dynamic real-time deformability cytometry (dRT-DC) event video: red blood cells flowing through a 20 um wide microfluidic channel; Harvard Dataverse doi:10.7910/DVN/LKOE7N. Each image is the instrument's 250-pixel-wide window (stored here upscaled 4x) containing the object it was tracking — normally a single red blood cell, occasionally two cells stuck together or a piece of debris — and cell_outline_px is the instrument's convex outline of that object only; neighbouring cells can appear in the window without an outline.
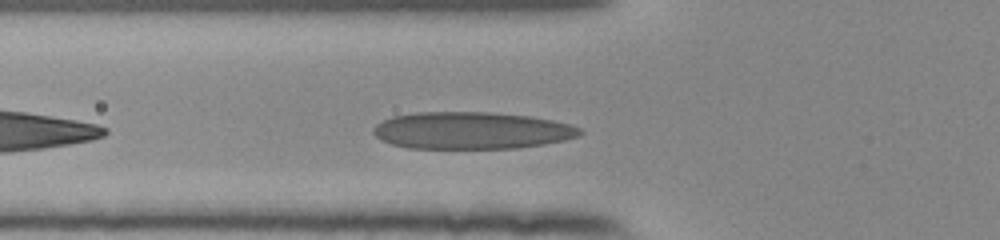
{"species": "human", "species_latin": "Homo sapiens", "temperature_condition": "room temperature", "stored_images_in_passage": 30, "camera_frame_rate_fps": 3000, "um_per_image_px": 0.085, "donor": {"sex": "female"}, "frame": {"image": 1, "passage_image": 4, "time_ms": 1.0, "image_size_px": [1000, 240], "cell_outline_px": [[584, 132], [580, 136], [564, 140], [544, 144], [516, 148], [408, 148], [392, 144], [380, 140], [372, 132], [372, 128], [376, 124], [392, 116], [416, 112], [488, 112], [532, 116], [572, 124], [580, 128]], "centroid_in_image_um": [40.09, 11.09], "position_along_channel_um": 85.7, "area_um2": 44.91}}
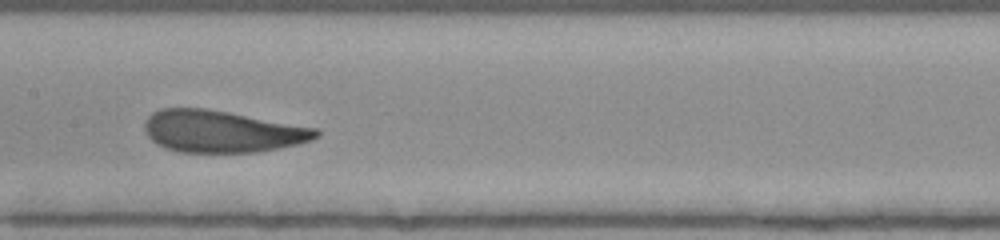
{"frame": {"image": 2, "passage_image": 12, "time_ms": 3.667, "image_size_px": [1000, 240], "cell_outline_px": [[320, 136], [312, 140], [280, 148], [256, 152], [180, 152], [164, 148], [156, 144], [148, 136], [144, 128], [144, 120], [152, 112], [160, 108], [204, 108], [228, 112], [316, 128], [320, 132]], "centroid_in_image_um": [18.82, 11.17], "position_along_channel_um": 188.6, "area_um2": 41.91}}
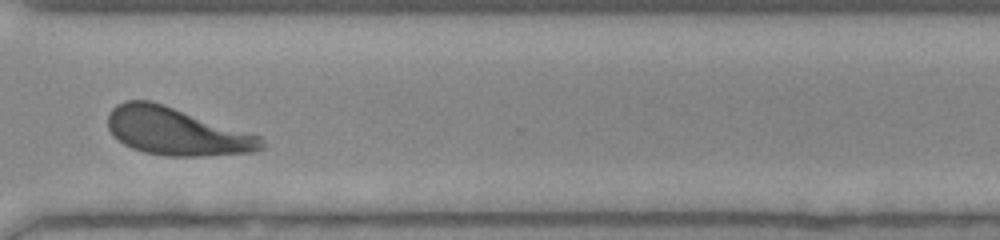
{"frame": {"image": 3, "passage_image": 25, "time_ms": 8.0, "image_size_px": [1000, 240], "cell_outline_px": [[264, 148], [256, 152], [204, 156], [168, 156], [144, 152], [132, 148], [124, 144], [112, 136], [108, 128], [108, 116], [112, 108], [116, 104], [124, 100], [148, 100], [164, 104], [260, 136], [264, 140]], "centroid_in_image_um": [14.98, 11.18], "position_along_channel_um": 355.6, "area_um2": 42.66}, "authors_computed_cell_mechanics": {"area_um2": 42.7142, "velocity_mm_per_s": 3.8475, "shape_relaxation_time_tau1_ms": 3.7935, "shape_relaxation_time_tau2_ms": 0.8603, "deformation_change_tau1": 0.1766, "deformation_change_tau2": 0.0804}}